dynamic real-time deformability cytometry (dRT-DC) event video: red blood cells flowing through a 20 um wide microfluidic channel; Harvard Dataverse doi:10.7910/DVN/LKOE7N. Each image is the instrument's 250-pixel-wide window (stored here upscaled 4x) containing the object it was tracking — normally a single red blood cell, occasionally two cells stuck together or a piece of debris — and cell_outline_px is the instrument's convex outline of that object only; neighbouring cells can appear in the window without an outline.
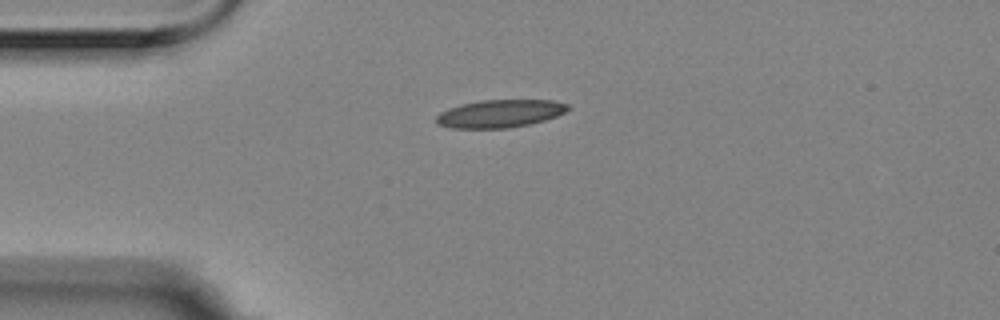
{"species": "Egyptian fruit bat (a non-hibernating species)", "species_latin": "Rousettus aegyptiacus", "temperature_condition": "room temperature", "stored_images_in_passage": 6, "camera_frame_rate_fps": 3000, "um_per_image_px": 0.085, "animal": {"sex": "female"}, "frame": {"image": 1, "passage_image": 1, "time_ms": 0.0, "image_size_px": [1000, 320], "cell_outline_px": [[572, 108], [556, 116], [544, 120], [528, 124], [508, 128], [452, 128], [436, 124], [436, 116], [440, 112], [448, 108], [460, 104], [480, 100], [552, 100], [568, 104]], "centroid_in_image_um": [42.47, 9.65], "position_along_channel_um": 42.5, "area_um2": 21.39}}
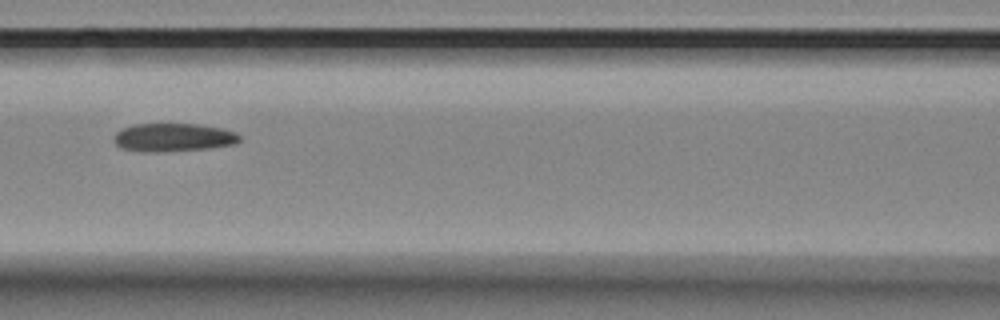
{"frame": {"image": 2, "passage_image": 4, "time_ms": 1.0, "image_size_px": [1000, 320], "cell_outline_px": [[240, 140], [232, 144], [208, 148], [156, 152], [144, 152], [120, 148], [112, 140], [112, 136], [116, 132], [132, 124], [200, 124], [220, 128], [236, 132], [240, 136]], "centroid_in_image_um": [14.67, 11.68], "position_along_channel_um": 151.9, "area_um2": 20.69}}
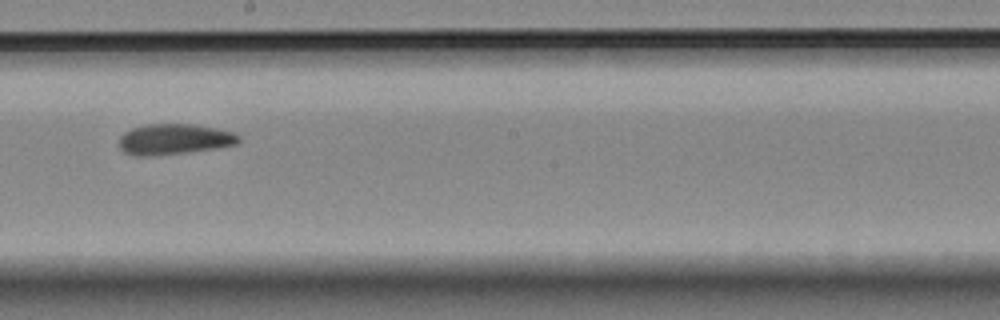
{"frame": {"image": 3, "passage_image": 6, "time_ms": 1.667, "image_size_px": [1000, 320], "cell_outline_px": [[240, 140], [236, 144], [212, 148], [184, 152], [148, 156], [132, 156], [124, 152], [120, 148], [120, 136], [124, 132], [132, 128], [148, 124], [192, 124], [216, 128], [232, 132], [240, 136]], "centroid_in_image_um": [14.76, 11.83], "position_along_channel_um": 233.4, "area_um2": 21.1}}